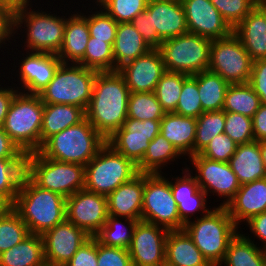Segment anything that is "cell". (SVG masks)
Returning <instances> with one entry per match:
<instances>
[{
  "label": "cell",
  "mask_w": 266,
  "mask_h": 266,
  "mask_svg": "<svg viewBox=\"0 0 266 266\" xmlns=\"http://www.w3.org/2000/svg\"><path fill=\"white\" fill-rule=\"evenodd\" d=\"M130 93L118 70L97 73L85 118L105 140L127 119Z\"/></svg>",
  "instance_id": "1"
},
{
  "label": "cell",
  "mask_w": 266,
  "mask_h": 266,
  "mask_svg": "<svg viewBox=\"0 0 266 266\" xmlns=\"http://www.w3.org/2000/svg\"><path fill=\"white\" fill-rule=\"evenodd\" d=\"M12 208L31 234L42 235L66 219V198L40 188L26 174Z\"/></svg>",
  "instance_id": "2"
},
{
  "label": "cell",
  "mask_w": 266,
  "mask_h": 266,
  "mask_svg": "<svg viewBox=\"0 0 266 266\" xmlns=\"http://www.w3.org/2000/svg\"><path fill=\"white\" fill-rule=\"evenodd\" d=\"M192 220L183 229L208 263L220 266L229 243L240 229L223 206H214L207 214Z\"/></svg>",
  "instance_id": "3"
},
{
  "label": "cell",
  "mask_w": 266,
  "mask_h": 266,
  "mask_svg": "<svg viewBox=\"0 0 266 266\" xmlns=\"http://www.w3.org/2000/svg\"><path fill=\"white\" fill-rule=\"evenodd\" d=\"M105 143L104 137L84 118L49 137L39 152L48 159L86 166Z\"/></svg>",
  "instance_id": "4"
},
{
  "label": "cell",
  "mask_w": 266,
  "mask_h": 266,
  "mask_svg": "<svg viewBox=\"0 0 266 266\" xmlns=\"http://www.w3.org/2000/svg\"><path fill=\"white\" fill-rule=\"evenodd\" d=\"M32 8L29 6L14 13V35L25 34L21 36L26 38L22 47L26 51L58 54L64 39L67 14L60 16L44 9L40 11L39 7L37 10Z\"/></svg>",
  "instance_id": "5"
},
{
  "label": "cell",
  "mask_w": 266,
  "mask_h": 266,
  "mask_svg": "<svg viewBox=\"0 0 266 266\" xmlns=\"http://www.w3.org/2000/svg\"><path fill=\"white\" fill-rule=\"evenodd\" d=\"M44 103L39 95L18 92L10 104L2 125L4 132L24 153L41 148V125Z\"/></svg>",
  "instance_id": "6"
},
{
  "label": "cell",
  "mask_w": 266,
  "mask_h": 266,
  "mask_svg": "<svg viewBox=\"0 0 266 266\" xmlns=\"http://www.w3.org/2000/svg\"><path fill=\"white\" fill-rule=\"evenodd\" d=\"M26 175L40 188L68 198L85 187V166L44 157L39 151L26 154Z\"/></svg>",
  "instance_id": "7"
},
{
  "label": "cell",
  "mask_w": 266,
  "mask_h": 266,
  "mask_svg": "<svg viewBox=\"0 0 266 266\" xmlns=\"http://www.w3.org/2000/svg\"><path fill=\"white\" fill-rule=\"evenodd\" d=\"M139 174L137 165L105 143L85 166L84 189L108 196Z\"/></svg>",
  "instance_id": "8"
},
{
  "label": "cell",
  "mask_w": 266,
  "mask_h": 266,
  "mask_svg": "<svg viewBox=\"0 0 266 266\" xmlns=\"http://www.w3.org/2000/svg\"><path fill=\"white\" fill-rule=\"evenodd\" d=\"M97 71L62 63L50 83L38 94L44 104H69L84 111L90 102Z\"/></svg>",
  "instance_id": "9"
},
{
  "label": "cell",
  "mask_w": 266,
  "mask_h": 266,
  "mask_svg": "<svg viewBox=\"0 0 266 266\" xmlns=\"http://www.w3.org/2000/svg\"><path fill=\"white\" fill-rule=\"evenodd\" d=\"M212 39L186 33L162 41L159 51L166 71L195 75L208 70Z\"/></svg>",
  "instance_id": "10"
},
{
  "label": "cell",
  "mask_w": 266,
  "mask_h": 266,
  "mask_svg": "<svg viewBox=\"0 0 266 266\" xmlns=\"http://www.w3.org/2000/svg\"><path fill=\"white\" fill-rule=\"evenodd\" d=\"M163 175L166 174H144L141 220L168 230H181L185 224L179 217L170 178Z\"/></svg>",
  "instance_id": "11"
},
{
  "label": "cell",
  "mask_w": 266,
  "mask_h": 266,
  "mask_svg": "<svg viewBox=\"0 0 266 266\" xmlns=\"http://www.w3.org/2000/svg\"><path fill=\"white\" fill-rule=\"evenodd\" d=\"M252 59L238 37L213 39L210 47L208 70L219 74L229 84L248 83Z\"/></svg>",
  "instance_id": "12"
},
{
  "label": "cell",
  "mask_w": 266,
  "mask_h": 266,
  "mask_svg": "<svg viewBox=\"0 0 266 266\" xmlns=\"http://www.w3.org/2000/svg\"><path fill=\"white\" fill-rule=\"evenodd\" d=\"M189 160L194 169L190 165L187 168L191 172L196 170L193 175L199 187L207 196L211 193L213 196L225 198L219 206L226 207L241 186L228 162L210 160L200 154L191 156Z\"/></svg>",
  "instance_id": "13"
},
{
  "label": "cell",
  "mask_w": 266,
  "mask_h": 266,
  "mask_svg": "<svg viewBox=\"0 0 266 266\" xmlns=\"http://www.w3.org/2000/svg\"><path fill=\"white\" fill-rule=\"evenodd\" d=\"M160 125L161 120L127 118L106 143L137 165L143 159L150 141L160 133Z\"/></svg>",
  "instance_id": "14"
},
{
  "label": "cell",
  "mask_w": 266,
  "mask_h": 266,
  "mask_svg": "<svg viewBox=\"0 0 266 266\" xmlns=\"http://www.w3.org/2000/svg\"><path fill=\"white\" fill-rule=\"evenodd\" d=\"M108 218L107 196L85 189L66 198V219L94 237Z\"/></svg>",
  "instance_id": "15"
},
{
  "label": "cell",
  "mask_w": 266,
  "mask_h": 266,
  "mask_svg": "<svg viewBox=\"0 0 266 266\" xmlns=\"http://www.w3.org/2000/svg\"><path fill=\"white\" fill-rule=\"evenodd\" d=\"M169 230L153 223L138 221L128 252L133 266H165Z\"/></svg>",
  "instance_id": "16"
},
{
  "label": "cell",
  "mask_w": 266,
  "mask_h": 266,
  "mask_svg": "<svg viewBox=\"0 0 266 266\" xmlns=\"http://www.w3.org/2000/svg\"><path fill=\"white\" fill-rule=\"evenodd\" d=\"M41 237L43 239L45 263L64 266L91 236L65 219L44 232Z\"/></svg>",
  "instance_id": "17"
},
{
  "label": "cell",
  "mask_w": 266,
  "mask_h": 266,
  "mask_svg": "<svg viewBox=\"0 0 266 266\" xmlns=\"http://www.w3.org/2000/svg\"><path fill=\"white\" fill-rule=\"evenodd\" d=\"M26 53V54H24ZM18 65V81L16 88L26 94L38 95L54 78L58 67L62 64L57 54L26 51ZM21 85V87H19Z\"/></svg>",
  "instance_id": "18"
},
{
  "label": "cell",
  "mask_w": 266,
  "mask_h": 266,
  "mask_svg": "<svg viewBox=\"0 0 266 266\" xmlns=\"http://www.w3.org/2000/svg\"><path fill=\"white\" fill-rule=\"evenodd\" d=\"M131 93L154 92L157 83L166 72L159 49H151L118 69Z\"/></svg>",
  "instance_id": "19"
},
{
  "label": "cell",
  "mask_w": 266,
  "mask_h": 266,
  "mask_svg": "<svg viewBox=\"0 0 266 266\" xmlns=\"http://www.w3.org/2000/svg\"><path fill=\"white\" fill-rule=\"evenodd\" d=\"M184 8L188 32L210 39L229 36L233 29L210 0H180Z\"/></svg>",
  "instance_id": "20"
},
{
  "label": "cell",
  "mask_w": 266,
  "mask_h": 266,
  "mask_svg": "<svg viewBox=\"0 0 266 266\" xmlns=\"http://www.w3.org/2000/svg\"><path fill=\"white\" fill-rule=\"evenodd\" d=\"M152 30L164 41L188 33L184 8L180 0H149Z\"/></svg>",
  "instance_id": "21"
},
{
  "label": "cell",
  "mask_w": 266,
  "mask_h": 266,
  "mask_svg": "<svg viewBox=\"0 0 266 266\" xmlns=\"http://www.w3.org/2000/svg\"><path fill=\"white\" fill-rule=\"evenodd\" d=\"M226 209L238 228L243 222L265 212L266 178L242 184Z\"/></svg>",
  "instance_id": "22"
},
{
  "label": "cell",
  "mask_w": 266,
  "mask_h": 266,
  "mask_svg": "<svg viewBox=\"0 0 266 266\" xmlns=\"http://www.w3.org/2000/svg\"><path fill=\"white\" fill-rule=\"evenodd\" d=\"M144 173L120 185L107 196L108 215L141 220Z\"/></svg>",
  "instance_id": "23"
},
{
  "label": "cell",
  "mask_w": 266,
  "mask_h": 266,
  "mask_svg": "<svg viewBox=\"0 0 266 266\" xmlns=\"http://www.w3.org/2000/svg\"><path fill=\"white\" fill-rule=\"evenodd\" d=\"M83 14L77 11L66 18L64 39L57 56L64 64H78L84 57L88 40L90 38L88 28V10ZM82 12V13H81Z\"/></svg>",
  "instance_id": "24"
},
{
  "label": "cell",
  "mask_w": 266,
  "mask_h": 266,
  "mask_svg": "<svg viewBox=\"0 0 266 266\" xmlns=\"http://www.w3.org/2000/svg\"><path fill=\"white\" fill-rule=\"evenodd\" d=\"M196 127V118L170 112L165 113L161 119L160 134L168 140L183 157L187 156L189 159L194 155Z\"/></svg>",
  "instance_id": "25"
},
{
  "label": "cell",
  "mask_w": 266,
  "mask_h": 266,
  "mask_svg": "<svg viewBox=\"0 0 266 266\" xmlns=\"http://www.w3.org/2000/svg\"><path fill=\"white\" fill-rule=\"evenodd\" d=\"M252 61L266 58V21L255 7L234 29Z\"/></svg>",
  "instance_id": "26"
},
{
  "label": "cell",
  "mask_w": 266,
  "mask_h": 266,
  "mask_svg": "<svg viewBox=\"0 0 266 266\" xmlns=\"http://www.w3.org/2000/svg\"><path fill=\"white\" fill-rule=\"evenodd\" d=\"M228 164L241 185L266 178L259 142L256 140L238 144Z\"/></svg>",
  "instance_id": "27"
},
{
  "label": "cell",
  "mask_w": 266,
  "mask_h": 266,
  "mask_svg": "<svg viewBox=\"0 0 266 266\" xmlns=\"http://www.w3.org/2000/svg\"><path fill=\"white\" fill-rule=\"evenodd\" d=\"M165 265L211 266L184 229L169 230L166 239Z\"/></svg>",
  "instance_id": "28"
},
{
  "label": "cell",
  "mask_w": 266,
  "mask_h": 266,
  "mask_svg": "<svg viewBox=\"0 0 266 266\" xmlns=\"http://www.w3.org/2000/svg\"><path fill=\"white\" fill-rule=\"evenodd\" d=\"M115 71L127 62L135 60L152 48L143 40L131 22L119 23L113 45Z\"/></svg>",
  "instance_id": "29"
},
{
  "label": "cell",
  "mask_w": 266,
  "mask_h": 266,
  "mask_svg": "<svg viewBox=\"0 0 266 266\" xmlns=\"http://www.w3.org/2000/svg\"><path fill=\"white\" fill-rule=\"evenodd\" d=\"M85 118V111L69 104H44L41 125V147L52 135L78 124Z\"/></svg>",
  "instance_id": "30"
},
{
  "label": "cell",
  "mask_w": 266,
  "mask_h": 266,
  "mask_svg": "<svg viewBox=\"0 0 266 266\" xmlns=\"http://www.w3.org/2000/svg\"><path fill=\"white\" fill-rule=\"evenodd\" d=\"M246 235L239 231L231 240L220 266H266V250Z\"/></svg>",
  "instance_id": "31"
},
{
  "label": "cell",
  "mask_w": 266,
  "mask_h": 266,
  "mask_svg": "<svg viewBox=\"0 0 266 266\" xmlns=\"http://www.w3.org/2000/svg\"><path fill=\"white\" fill-rule=\"evenodd\" d=\"M45 264L41 235L29 234L14 247L0 254V266H43Z\"/></svg>",
  "instance_id": "32"
},
{
  "label": "cell",
  "mask_w": 266,
  "mask_h": 266,
  "mask_svg": "<svg viewBox=\"0 0 266 266\" xmlns=\"http://www.w3.org/2000/svg\"><path fill=\"white\" fill-rule=\"evenodd\" d=\"M182 157L177 149L159 133L150 141L143 159L137 164V169L139 173L144 174L163 173L165 166L168 167L172 164L170 162H175Z\"/></svg>",
  "instance_id": "33"
},
{
  "label": "cell",
  "mask_w": 266,
  "mask_h": 266,
  "mask_svg": "<svg viewBox=\"0 0 266 266\" xmlns=\"http://www.w3.org/2000/svg\"><path fill=\"white\" fill-rule=\"evenodd\" d=\"M195 76L203 111L222 110L229 83L210 70L199 72Z\"/></svg>",
  "instance_id": "34"
},
{
  "label": "cell",
  "mask_w": 266,
  "mask_h": 266,
  "mask_svg": "<svg viewBox=\"0 0 266 266\" xmlns=\"http://www.w3.org/2000/svg\"><path fill=\"white\" fill-rule=\"evenodd\" d=\"M260 105V98L249 83L229 84L222 110L253 118Z\"/></svg>",
  "instance_id": "35"
},
{
  "label": "cell",
  "mask_w": 266,
  "mask_h": 266,
  "mask_svg": "<svg viewBox=\"0 0 266 266\" xmlns=\"http://www.w3.org/2000/svg\"><path fill=\"white\" fill-rule=\"evenodd\" d=\"M121 219L120 217L108 215L106 224L94 236L99 243L103 246L128 249L135 226L140 220H132L129 218Z\"/></svg>",
  "instance_id": "36"
},
{
  "label": "cell",
  "mask_w": 266,
  "mask_h": 266,
  "mask_svg": "<svg viewBox=\"0 0 266 266\" xmlns=\"http://www.w3.org/2000/svg\"><path fill=\"white\" fill-rule=\"evenodd\" d=\"M26 174V159H0V197L12 205Z\"/></svg>",
  "instance_id": "37"
},
{
  "label": "cell",
  "mask_w": 266,
  "mask_h": 266,
  "mask_svg": "<svg viewBox=\"0 0 266 266\" xmlns=\"http://www.w3.org/2000/svg\"><path fill=\"white\" fill-rule=\"evenodd\" d=\"M196 135L194 141V155L203 151L213 138L224 133L225 111L203 112L196 119Z\"/></svg>",
  "instance_id": "38"
},
{
  "label": "cell",
  "mask_w": 266,
  "mask_h": 266,
  "mask_svg": "<svg viewBox=\"0 0 266 266\" xmlns=\"http://www.w3.org/2000/svg\"><path fill=\"white\" fill-rule=\"evenodd\" d=\"M190 75L166 71L155 88V95L165 113L176 110L184 81Z\"/></svg>",
  "instance_id": "39"
},
{
  "label": "cell",
  "mask_w": 266,
  "mask_h": 266,
  "mask_svg": "<svg viewBox=\"0 0 266 266\" xmlns=\"http://www.w3.org/2000/svg\"><path fill=\"white\" fill-rule=\"evenodd\" d=\"M78 64L97 72L115 71L113 48L106 40L90 37L84 57Z\"/></svg>",
  "instance_id": "40"
},
{
  "label": "cell",
  "mask_w": 266,
  "mask_h": 266,
  "mask_svg": "<svg viewBox=\"0 0 266 266\" xmlns=\"http://www.w3.org/2000/svg\"><path fill=\"white\" fill-rule=\"evenodd\" d=\"M165 114L154 92L130 93L127 118L139 121L161 120Z\"/></svg>",
  "instance_id": "41"
},
{
  "label": "cell",
  "mask_w": 266,
  "mask_h": 266,
  "mask_svg": "<svg viewBox=\"0 0 266 266\" xmlns=\"http://www.w3.org/2000/svg\"><path fill=\"white\" fill-rule=\"evenodd\" d=\"M29 234L27 225L12 208L0 219V254L17 245Z\"/></svg>",
  "instance_id": "42"
},
{
  "label": "cell",
  "mask_w": 266,
  "mask_h": 266,
  "mask_svg": "<svg viewBox=\"0 0 266 266\" xmlns=\"http://www.w3.org/2000/svg\"><path fill=\"white\" fill-rule=\"evenodd\" d=\"M103 8L118 24L132 22L143 12L149 0H93Z\"/></svg>",
  "instance_id": "43"
},
{
  "label": "cell",
  "mask_w": 266,
  "mask_h": 266,
  "mask_svg": "<svg viewBox=\"0 0 266 266\" xmlns=\"http://www.w3.org/2000/svg\"><path fill=\"white\" fill-rule=\"evenodd\" d=\"M91 9H97L96 11H89L88 14V28L90 37H94V40H106L112 47L115 42L116 30L118 23L97 3Z\"/></svg>",
  "instance_id": "44"
},
{
  "label": "cell",
  "mask_w": 266,
  "mask_h": 266,
  "mask_svg": "<svg viewBox=\"0 0 266 266\" xmlns=\"http://www.w3.org/2000/svg\"><path fill=\"white\" fill-rule=\"evenodd\" d=\"M203 112L197 88V77L190 75L183 83L181 95L174 113L197 119Z\"/></svg>",
  "instance_id": "45"
},
{
  "label": "cell",
  "mask_w": 266,
  "mask_h": 266,
  "mask_svg": "<svg viewBox=\"0 0 266 266\" xmlns=\"http://www.w3.org/2000/svg\"><path fill=\"white\" fill-rule=\"evenodd\" d=\"M234 29L255 7L257 0H210Z\"/></svg>",
  "instance_id": "46"
},
{
  "label": "cell",
  "mask_w": 266,
  "mask_h": 266,
  "mask_svg": "<svg viewBox=\"0 0 266 266\" xmlns=\"http://www.w3.org/2000/svg\"><path fill=\"white\" fill-rule=\"evenodd\" d=\"M224 133L237 145L254 141L252 118L238 113L225 112Z\"/></svg>",
  "instance_id": "47"
},
{
  "label": "cell",
  "mask_w": 266,
  "mask_h": 266,
  "mask_svg": "<svg viewBox=\"0 0 266 266\" xmlns=\"http://www.w3.org/2000/svg\"><path fill=\"white\" fill-rule=\"evenodd\" d=\"M236 148L237 144L228 135L221 133L213 138L199 154L210 160L228 162L235 153Z\"/></svg>",
  "instance_id": "48"
},
{
  "label": "cell",
  "mask_w": 266,
  "mask_h": 266,
  "mask_svg": "<svg viewBox=\"0 0 266 266\" xmlns=\"http://www.w3.org/2000/svg\"><path fill=\"white\" fill-rule=\"evenodd\" d=\"M207 198V194L200 188L193 195V199L175 200L181 221L186 224L191 221V219H195L194 216L196 213H200L199 217L207 214L211 210V208H208L210 206L207 205Z\"/></svg>",
  "instance_id": "49"
},
{
  "label": "cell",
  "mask_w": 266,
  "mask_h": 266,
  "mask_svg": "<svg viewBox=\"0 0 266 266\" xmlns=\"http://www.w3.org/2000/svg\"><path fill=\"white\" fill-rule=\"evenodd\" d=\"M180 176L171 175L170 186L175 200L193 199V195L200 189L193 172L185 166ZM174 181V182H172Z\"/></svg>",
  "instance_id": "50"
},
{
  "label": "cell",
  "mask_w": 266,
  "mask_h": 266,
  "mask_svg": "<svg viewBox=\"0 0 266 266\" xmlns=\"http://www.w3.org/2000/svg\"><path fill=\"white\" fill-rule=\"evenodd\" d=\"M98 266H133L128 249L103 246L97 240Z\"/></svg>",
  "instance_id": "51"
},
{
  "label": "cell",
  "mask_w": 266,
  "mask_h": 266,
  "mask_svg": "<svg viewBox=\"0 0 266 266\" xmlns=\"http://www.w3.org/2000/svg\"><path fill=\"white\" fill-rule=\"evenodd\" d=\"M131 23L152 49H159L163 40L156 30H152L151 13L147 9L137 15Z\"/></svg>",
  "instance_id": "52"
},
{
  "label": "cell",
  "mask_w": 266,
  "mask_h": 266,
  "mask_svg": "<svg viewBox=\"0 0 266 266\" xmlns=\"http://www.w3.org/2000/svg\"><path fill=\"white\" fill-rule=\"evenodd\" d=\"M64 266H98L97 239L90 237L85 241Z\"/></svg>",
  "instance_id": "53"
},
{
  "label": "cell",
  "mask_w": 266,
  "mask_h": 266,
  "mask_svg": "<svg viewBox=\"0 0 266 266\" xmlns=\"http://www.w3.org/2000/svg\"><path fill=\"white\" fill-rule=\"evenodd\" d=\"M248 83L259 96L261 103L266 104V58L253 61Z\"/></svg>",
  "instance_id": "54"
},
{
  "label": "cell",
  "mask_w": 266,
  "mask_h": 266,
  "mask_svg": "<svg viewBox=\"0 0 266 266\" xmlns=\"http://www.w3.org/2000/svg\"><path fill=\"white\" fill-rule=\"evenodd\" d=\"M14 36V12L8 7L0 5V49L7 48L3 45L8 44L6 42L11 44Z\"/></svg>",
  "instance_id": "55"
},
{
  "label": "cell",
  "mask_w": 266,
  "mask_h": 266,
  "mask_svg": "<svg viewBox=\"0 0 266 266\" xmlns=\"http://www.w3.org/2000/svg\"><path fill=\"white\" fill-rule=\"evenodd\" d=\"M0 159H26V154L4 132L2 126H0Z\"/></svg>",
  "instance_id": "56"
},
{
  "label": "cell",
  "mask_w": 266,
  "mask_h": 266,
  "mask_svg": "<svg viewBox=\"0 0 266 266\" xmlns=\"http://www.w3.org/2000/svg\"><path fill=\"white\" fill-rule=\"evenodd\" d=\"M246 227L250 229V234L254 236L251 241L254 242L257 237L256 239L262 242L260 247L266 250V211L252 217L246 222Z\"/></svg>",
  "instance_id": "57"
},
{
  "label": "cell",
  "mask_w": 266,
  "mask_h": 266,
  "mask_svg": "<svg viewBox=\"0 0 266 266\" xmlns=\"http://www.w3.org/2000/svg\"><path fill=\"white\" fill-rule=\"evenodd\" d=\"M254 140H266V104L261 103L252 118Z\"/></svg>",
  "instance_id": "58"
},
{
  "label": "cell",
  "mask_w": 266,
  "mask_h": 266,
  "mask_svg": "<svg viewBox=\"0 0 266 266\" xmlns=\"http://www.w3.org/2000/svg\"><path fill=\"white\" fill-rule=\"evenodd\" d=\"M0 126L3 125L9 107L19 90L13 85L4 87L0 84Z\"/></svg>",
  "instance_id": "59"
},
{
  "label": "cell",
  "mask_w": 266,
  "mask_h": 266,
  "mask_svg": "<svg viewBox=\"0 0 266 266\" xmlns=\"http://www.w3.org/2000/svg\"><path fill=\"white\" fill-rule=\"evenodd\" d=\"M32 0H0V5L8 7L14 13L32 5Z\"/></svg>",
  "instance_id": "60"
},
{
  "label": "cell",
  "mask_w": 266,
  "mask_h": 266,
  "mask_svg": "<svg viewBox=\"0 0 266 266\" xmlns=\"http://www.w3.org/2000/svg\"><path fill=\"white\" fill-rule=\"evenodd\" d=\"M11 209L12 204L8 200L0 197V219Z\"/></svg>",
  "instance_id": "61"
},
{
  "label": "cell",
  "mask_w": 266,
  "mask_h": 266,
  "mask_svg": "<svg viewBox=\"0 0 266 266\" xmlns=\"http://www.w3.org/2000/svg\"><path fill=\"white\" fill-rule=\"evenodd\" d=\"M259 148L261 151L262 160L266 171V140L259 141Z\"/></svg>",
  "instance_id": "62"
},
{
  "label": "cell",
  "mask_w": 266,
  "mask_h": 266,
  "mask_svg": "<svg viewBox=\"0 0 266 266\" xmlns=\"http://www.w3.org/2000/svg\"><path fill=\"white\" fill-rule=\"evenodd\" d=\"M256 8L264 15L266 21V0H257Z\"/></svg>",
  "instance_id": "63"
},
{
  "label": "cell",
  "mask_w": 266,
  "mask_h": 266,
  "mask_svg": "<svg viewBox=\"0 0 266 266\" xmlns=\"http://www.w3.org/2000/svg\"><path fill=\"white\" fill-rule=\"evenodd\" d=\"M43 266H57V265H50L45 263Z\"/></svg>",
  "instance_id": "64"
}]
</instances>
